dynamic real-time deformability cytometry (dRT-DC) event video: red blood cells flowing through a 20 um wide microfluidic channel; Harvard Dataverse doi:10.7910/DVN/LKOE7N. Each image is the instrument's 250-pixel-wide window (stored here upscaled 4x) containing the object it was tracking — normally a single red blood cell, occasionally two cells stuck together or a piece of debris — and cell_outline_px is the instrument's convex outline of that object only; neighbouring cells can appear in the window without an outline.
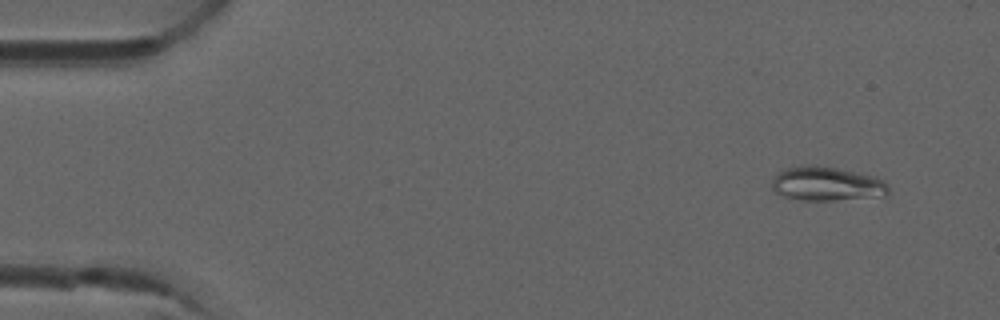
{"species": "common noctule bat (a hibernating species)", "species_latin": "Nyctalus noctula", "temperature_condition": "room temperature", "stored_images_in_passage": 5, "camera_frame_rate_fps": 3000, "um_per_image_px": 0.085, "animal": {"sex": "male", "forearm_length_mm": 52.5}, "frame": {"image": 1, "passage_image": 1, "time_ms": 0.0, "image_size_px": [1000, 320], "cell_outline_px": [[888, 192], [884, 196], [836, 200], [804, 200], [784, 196], [776, 192], [772, 188], [772, 180], [780, 172], [788, 168], [812, 164], [816, 164], [876, 176], [884, 180], [888, 184]], "centroid_in_image_um": [70.32, 15.62], "position_along_channel_um": 14.7, "area_um2": 23.06}}